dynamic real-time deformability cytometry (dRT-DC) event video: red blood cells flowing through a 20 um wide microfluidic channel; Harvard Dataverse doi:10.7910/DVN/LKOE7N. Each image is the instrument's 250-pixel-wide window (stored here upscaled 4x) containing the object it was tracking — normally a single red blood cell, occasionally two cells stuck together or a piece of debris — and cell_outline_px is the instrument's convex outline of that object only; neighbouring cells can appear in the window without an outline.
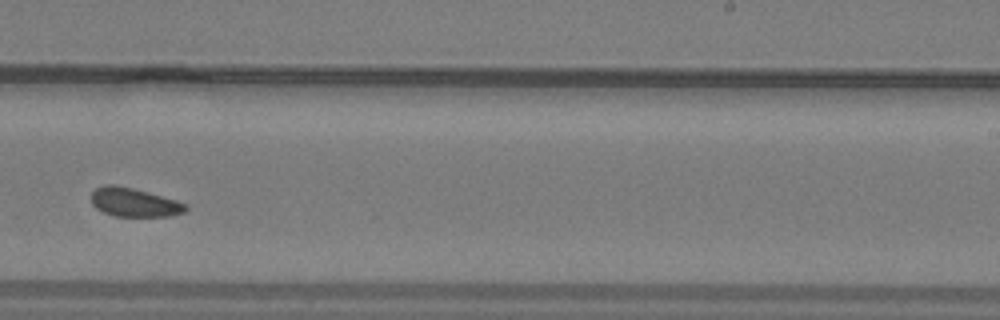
{"species": "common noctule bat (a hibernating species)", "species_latin": "Nyctalus noctula", "temperature_condition": "warm", "stored_images_in_passage": 32, "camera_frame_rate_fps": 3000, "um_per_image_px": 0.085, "animal": {"sex": "male", "body_mass_g": 19.2, "forearm_length_mm": 51.8}, "frame": {"image": 1, "passage_image": 23, "time_ms": 7.333, "image_size_px": [1000, 320], "cell_outline_px": [[188, 208], [184, 212], [168, 216], [116, 216], [104, 212], [96, 208], [92, 204], [92, 192], [96, 188], [104, 184], [112, 184], [132, 188], [148, 192], [176, 200], [188, 204]], "centroid_in_image_um": [11.41, 17.19], "position_along_channel_um": 277.6, "area_um2": 15.72}}